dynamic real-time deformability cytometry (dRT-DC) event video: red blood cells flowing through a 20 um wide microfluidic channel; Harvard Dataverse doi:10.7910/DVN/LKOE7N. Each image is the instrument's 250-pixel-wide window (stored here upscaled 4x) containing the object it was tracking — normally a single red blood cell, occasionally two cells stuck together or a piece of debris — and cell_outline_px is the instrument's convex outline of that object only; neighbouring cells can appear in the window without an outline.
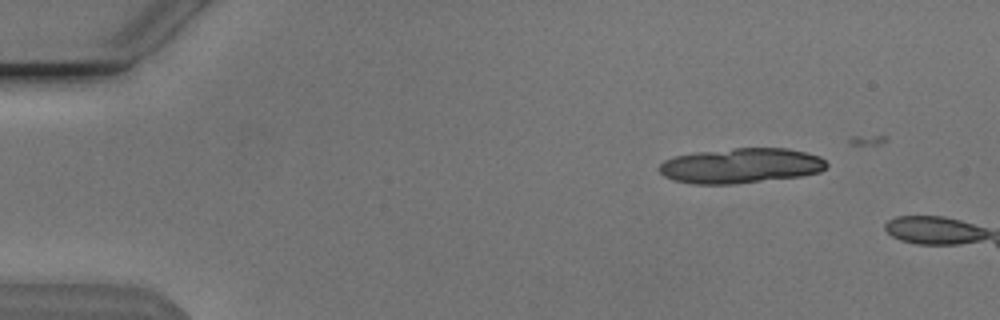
{"species": "Egyptian fruit bat (a non-hibernating species)", "species_latin": "Rousettus aegyptiacus", "temperature_condition": "cold", "stored_images_in_passage": 12, "camera_frame_rate_fps": 3000, "um_per_image_px": 0.085, "animal": {"sex": "male"}, "frame": {"image": 1, "passage_image": 6, "time_ms": 1.667, "image_size_px": [1000, 320], "cell_outline_px": [[828, 164], [820, 172], [804, 176], [732, 184], [692, 184], [672, 180], [664, 176], [656, 168], [664, 160], [672, 156], [696, 152], [732, 148], [788, 148], [808, 152], [820, 156]], "centroid_in_image_um": [62.95, 14.08], "position_along_channel_um": 22.1, "area_um2": 34.68}}